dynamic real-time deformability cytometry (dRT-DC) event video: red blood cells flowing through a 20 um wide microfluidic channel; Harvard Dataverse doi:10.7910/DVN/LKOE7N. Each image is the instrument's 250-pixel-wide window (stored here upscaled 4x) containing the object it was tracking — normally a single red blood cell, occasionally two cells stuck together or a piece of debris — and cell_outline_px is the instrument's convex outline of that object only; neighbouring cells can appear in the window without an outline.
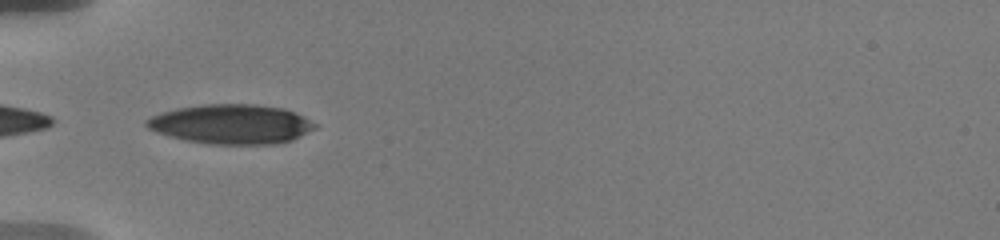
{"species": "human", "species_latin": "Homo sapiens", "temperature_condition": "warm", "stored_images_in_passage": 37, "camera_frame_rate_fps": 3000, "um_per_image_px": 0.085, "donor": {"sex": "male"}, "frame": {"image": 1, "passage_image": 1, "time_ms": 0.0, "image_size_px": [1000, 240], "cell_outline_px": [[316, 128], [292, 140], [276, 144], [208, 144], [184, 140], [156, 132], [148, 128], [144, 124], [144, 120], [160, 112], [176, 108], [204, 104], [256, 104], [284, 108], [296, 112], [304, 116], [316, 124]], "centroid_in_image_um": [19.65, 10.55], "position_along_channel_um": 65.4, "area_um2": 39.07}}
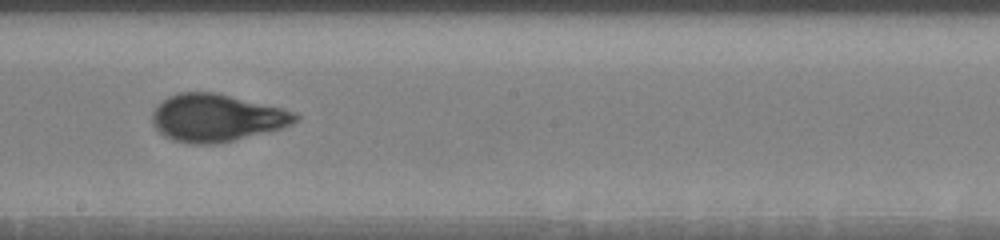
{"frame": {"image": 2, "passage_image": 14, "time_ms": 4.667, "image_size_px": [1000, 240], "cell_outline_px": [[300, 116], [292, 124], [280, 128], [232, 140], [212, 144], [192, 144], [172, 140], [164, 136], [152, 124], [152, 112], [156, 104], [160, 100], [168, 96], [180, 92], [216, 92], [296, 112]], "centroid_in_image_um": [18.33, 10.0], "position_along_channel_um": 229.9, "area_um2": 39.36}}
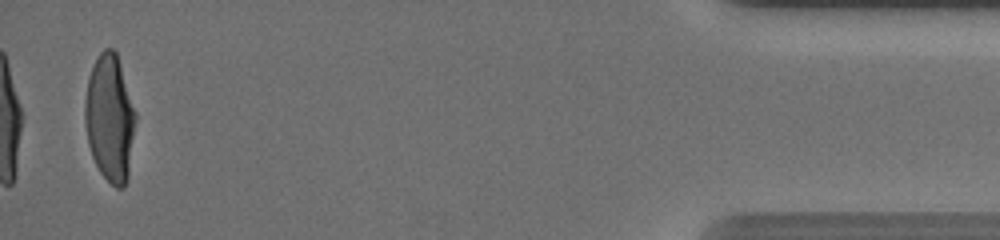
{"frame": {"image": 3, "passage_image": 36, "time_ms": 12.0, "image_size_px": [1000, 240], "cell_outline_px": [[136, 120], [128, 180], [124, 188], [116, 188], [100, 172], [92, 156], [88, 144], [84, 120], [84, 104], [88, 80], [92, 68], [100, 52], [104, 48], [112, 48], [116, 52], [136, 112]], "centroid_in_image_um": [9.34, 10.07], "position_along_channel_um": 425.9, "area_um2": 37.51}, "authors_computed_cell_mechanics": {"area_um2": 38.437, "velocity_mm_per_s": 3.612, "shape_relaxation_time_tau1_ms": 4.3017, "shape_relaxation_time_tau2_ms": 0.6695, "deformation_change_tau1": 0.1813, "deformation_change_tau2": 0.0547}}